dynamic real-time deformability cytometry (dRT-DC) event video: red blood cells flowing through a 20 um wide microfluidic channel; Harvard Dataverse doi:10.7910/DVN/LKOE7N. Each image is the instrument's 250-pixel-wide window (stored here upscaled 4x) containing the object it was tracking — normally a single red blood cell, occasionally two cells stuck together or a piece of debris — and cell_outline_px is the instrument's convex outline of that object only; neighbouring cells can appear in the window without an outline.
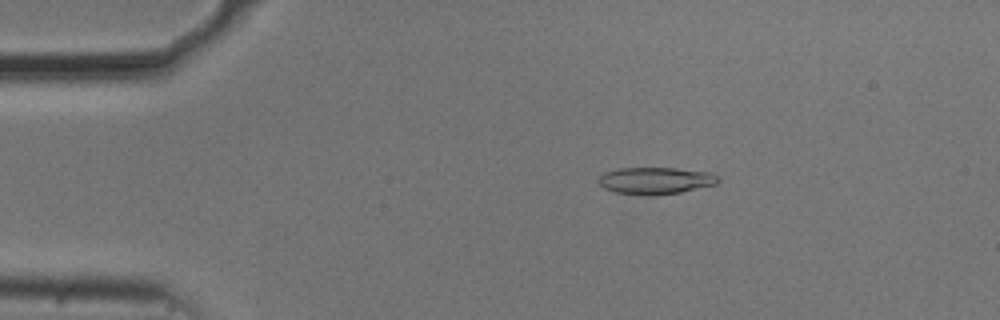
{"species": "common noctule bat (a hibernating species)", "species_latin": "Nyctalus noctula", "temperature_condition": "cold", "stored_images_in_passage": 54, "camera_frame_rate_fps": 3000, "um_per_image_px": 0.085, "animal": {"sex": "male", "body_mass_g": 20.5, "forearm_length_mm": 52.5}, "frame": {"image": 1, "passage_image": 10, "time_ms": 3.0, "image_size_px": [1000, 320], "cell_outline_px": [[720, 180], [716, 184], [680, 192], [616, 192], [604, 188], [596, 180], [604, 172], [616, 168], [676, 168], [712, 172], [720, 176]], "centroid_in_image_um": [55.76, 15.29], "position_along_channel_um": 29.2, "area_um2": 18.03}}
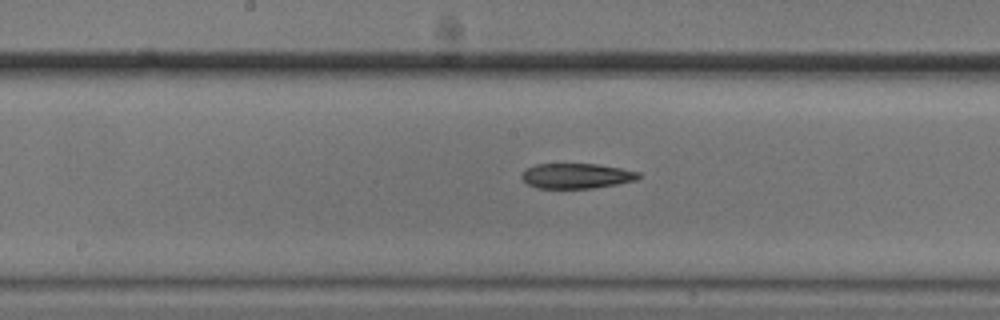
{"frame": {"image": 2, "passage_image": 28, "time_ms": 9.0, "image_size_px": [1000, 320], "cell_outline_px": [[640, 176], [636, 180], [616, 184], [592, 188], [536, 188], [528, 184], [520, 176], [528, 168], [536, 164], [596, 164], [620, 168], [640, 172]], "centroid_in_image_um": [49.0, 14.95], "position_along_channel_um": 199.2, "area_um2": 16.94}}
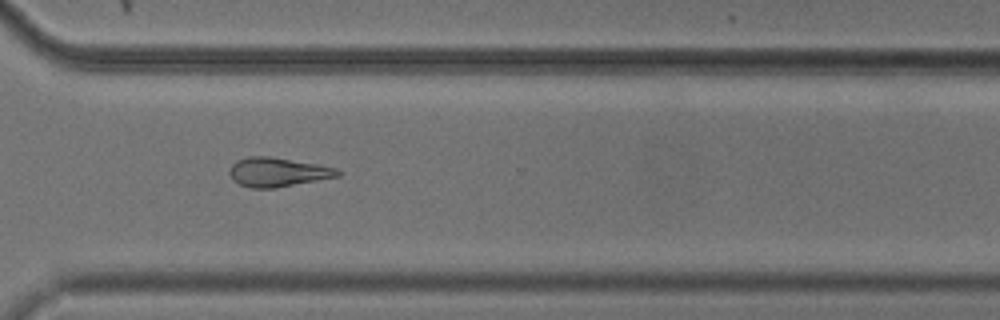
{"frame": {"image": 3, "passage_image": 40, "time_ms": 13.0, "image_size_px": [1000, 320], "cell_outline_px": [[340, 176], [276, 188], [252, 188], [240, 184], [232, 180], [228, 172], [232, 164], [236, 160], [248, 156], [268, 156], [316, 164], [336, 168], [340, 172]], "centroid_in_image_um": [23.56, 14.63], "position_along_channel_um": 347.0, "area_um2": 18.32}, "authors_computed_cell_mechanics": {"area_um2": 18.2937, "velocity_mm_per_s": 3.7109, "shape_relaxation_time_tau1_ms": 10.617, "shape_relaxation_time_tau2_ms": 9.4041, "deformation_change_tau1": 0.2324, "deformation_change_tau2": 0.2074}}